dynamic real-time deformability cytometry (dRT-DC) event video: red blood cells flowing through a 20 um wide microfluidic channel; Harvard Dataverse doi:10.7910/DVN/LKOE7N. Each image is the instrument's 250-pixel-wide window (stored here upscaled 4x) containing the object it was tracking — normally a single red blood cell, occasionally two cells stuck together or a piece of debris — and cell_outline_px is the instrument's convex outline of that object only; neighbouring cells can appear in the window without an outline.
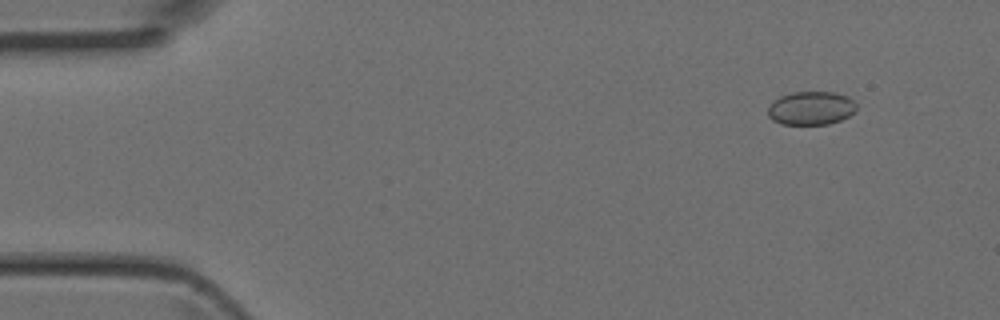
{"species": "Egyptian fruit bat (a non-hibernating species)", "species_latin": "Rousettus aegyptiacus", "temperature_condition": "room temperature", "stored_images_in_passage": 4, "camera_frame_rate_fps": 3000, "um_per_image_px": 0.085, "animal": {"sex": "female"}, "frame": {"image": 1, "passage_image": 2, "time_ms": 0.333, "image_size_px": [1000, 320], "cell_outline_px": [[856, 112], [840, 120], [828, 124], [780, 124], [772, 120], [768, 116], [768, 108], [772, 100], [780, 96], [792, 92], [836, 92], [848, 96], [856, 104]], "centroid_in_image_um": [68.93, 9.19], "position_along_channel_um": 16.1, "area_um2": 17.46}}
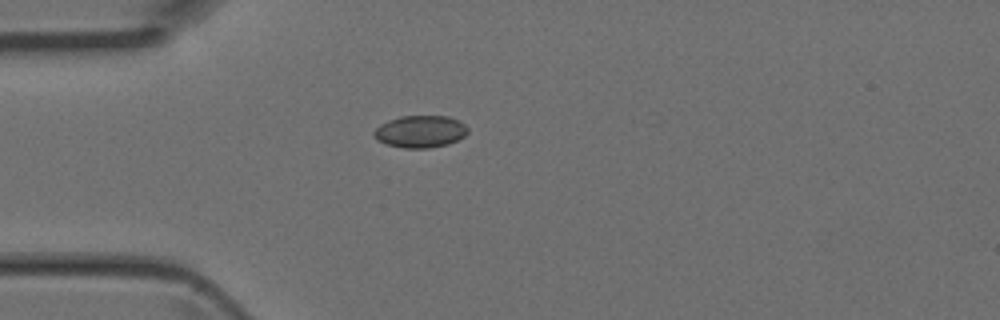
{"frame": {"image": 2, "passage_image": 4, "time_ms": 1.0, "image_size_px": [1000, 320], "cell_outline_px": [[468, 132], [464, 136], [448, 144], [428, 148], [404, 148], [388, 144], [376, 140], [372, 136], [372, 132], [380, 124], [388, 120], [400, 116], [448, 116], [460, 120], [468, 128]], "centroid_in_image_um": [35.71, 11.17], "position_along_channel_um": 49.3, "area_um2": 17.69}}